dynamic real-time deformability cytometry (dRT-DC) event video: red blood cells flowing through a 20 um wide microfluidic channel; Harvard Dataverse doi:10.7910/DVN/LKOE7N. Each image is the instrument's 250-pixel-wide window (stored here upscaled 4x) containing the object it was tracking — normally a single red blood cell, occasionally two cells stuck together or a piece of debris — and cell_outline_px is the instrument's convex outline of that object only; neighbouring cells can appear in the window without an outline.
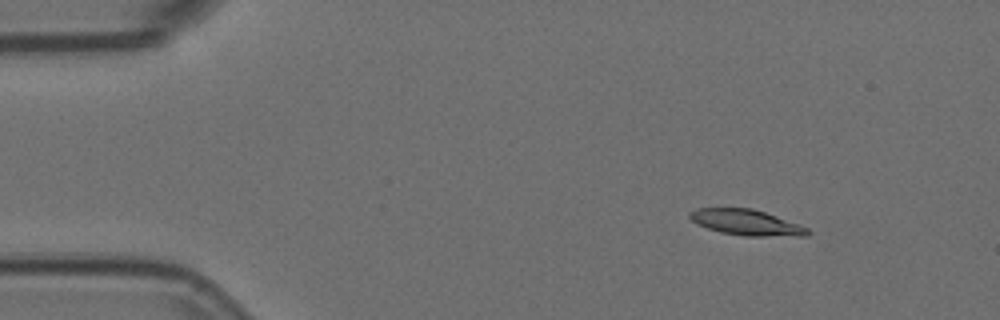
{"species": "Egyptian fruit bat (a non-hibernating species)", "species_latin": "Rousettus aegyptiacus", "temperature_condition": "room temperature", "stored_images_in_passage": 13, "camera_frame_rate_fps": 3000, "um_per_image_px": 0.085, "animal": {"sex": "female"}, "frame": {"image": 1, "passage_image": 2, "time_ms": 0.333, "image_size_px": [1000, 320], "cell_outline_px": [[812, 232], [808, 236], [744, 236], [720, 232], [696, 224], [688, 216], [688, 212], [696, 208], [752, 208], [800, 224], [808, 228]], "centroid_in_image_um": [63.45, 18.91], "position_along_channel_um": 21.6, "area_um2": 17.8}}
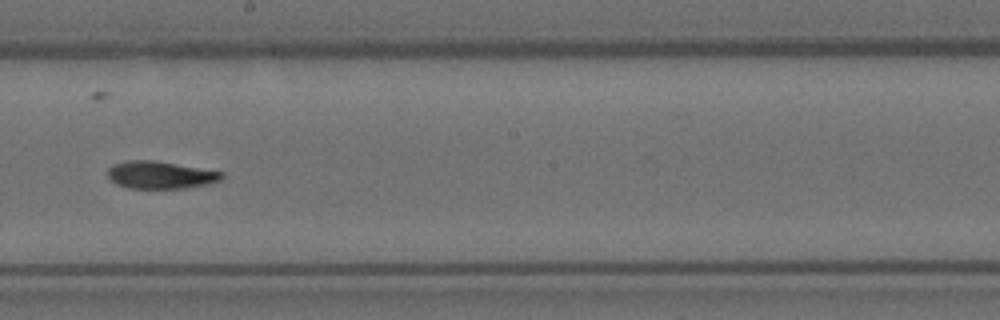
{"frame": {"image": 2, "passage_image": 8, "time_ms": 2.333, "image_size_px": [1000, 320], "cell_outline_px": [[224, 176], [220, 180], [208, 184], [188, 188], [128, 188], [116, 184], [108, 176], [108, 168], [112, 164], [128, 160], [156, 160], [224, 172]], "centroid_in_image_um": [13.64, 14.86], "position_along_channel_um": 234.6, "area_um2": 18.38}}
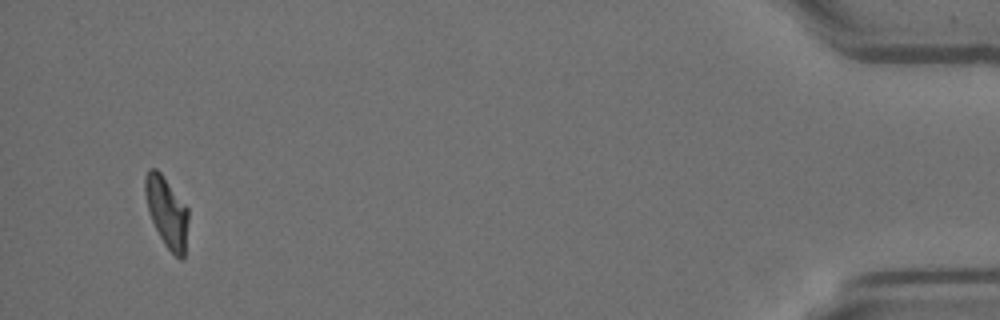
{"frame": {"image": 3, "passage_image": 13, "time_ms": 4.0, "image_size_px": [1000, 320], "cell_outline_px": [[188, 220], [184, 256], [180, 260], [164, 244], [152, 220], [148, 208], [144, 192], [144, 176], [148, 168], [156, 168], [160, 172], [188, 208]], "centroid_in_image_um": [14.16, 17.99], "position_along_channel_um": 421.0, "area_um2": 17.51}}